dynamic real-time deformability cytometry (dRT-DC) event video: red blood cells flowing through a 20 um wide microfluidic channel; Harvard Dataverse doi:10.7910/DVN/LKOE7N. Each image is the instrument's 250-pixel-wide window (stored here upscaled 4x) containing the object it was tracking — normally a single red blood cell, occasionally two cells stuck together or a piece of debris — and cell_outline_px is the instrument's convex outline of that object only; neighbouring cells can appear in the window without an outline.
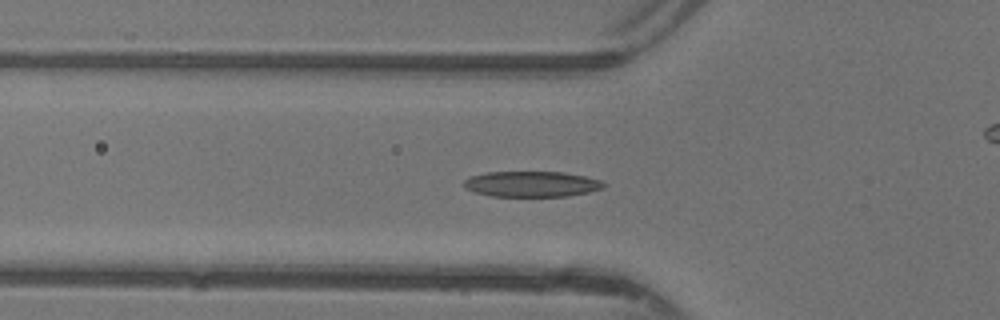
{"species": "common noctule bat (a hibernating species)", "species_latin": "Nyctalus noctula", "temperature_condition": "warm", "stored_images_in_passage": 40, "camera_frame_rate_fps": 3000, "um_per_image_px": 0.085, "animal": {"sex": "female"}, "frame": {"image": 1, "passage_image": 9, "time_ms": 2.667, "image_size_px": [1000, 320], "cell_outline_px": [[604, 188], [588, 192], [568, 196], [492, 196], [472, 192], [464, 188], [460, 184], [464, 180], [472, 176], [488, 172], [564, 172], [584, 176], [600, 180], [604, 184]], "centroid_in_image_um": [45.13, 15.65], "position_along_channel_um": 80.7, "area_um2": 20.92}}
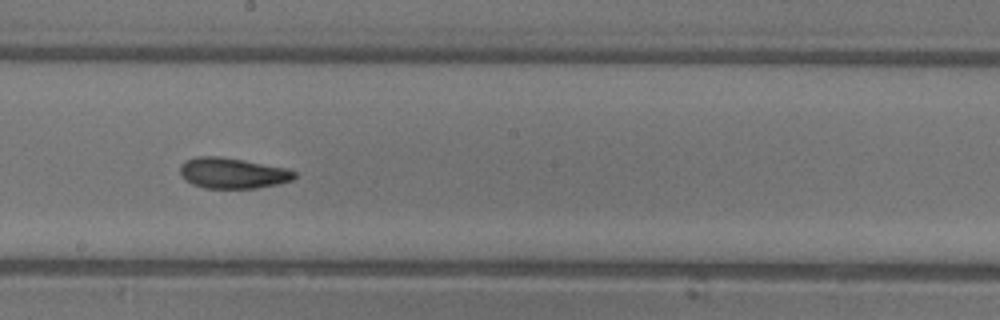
{"frame": {"image": 2, "passage_image": 19, "time_ms": 6.0, "image_size_px": [1000, 320], "cell_outline_px": [[296, 176], [292, 180], [276, 184], [256, 188], [204, 188], [192, 184], [184, 180], [180, 176], [180, 164], [184, 160], [196, 156], [220, 156], [244, 160], [288, 168], [296, 172]], "centroid_in_image_um": [19.73, 14.7], "position_along_channel_um": 228.5, "area_um2": 20.69}}
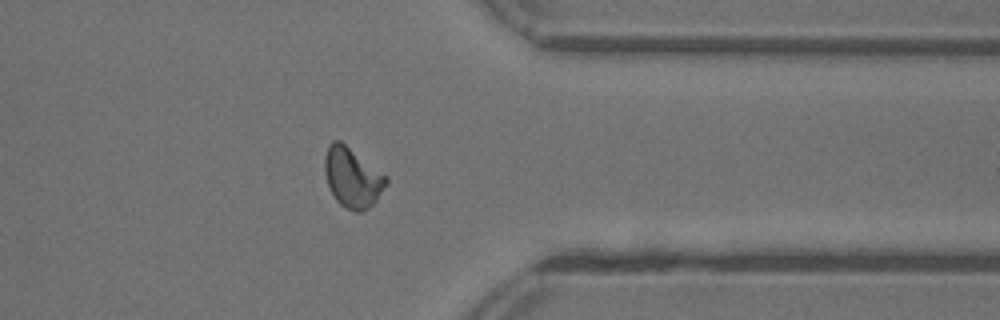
{"frame": {"image": 3, "passage_image": 30, "time_ms": 9.667, "image_size_px": [1000, 320], "cell_outline_px": [[388, 184], [376, 200], [368, 208], [360, 212], [352, 212], [344, 208], [336, 200], [328, 184], [324, 172], [324, 156], [328, 144], [332, 140], [340, 140], [388, 176]], "centroid_in_image_um": [29.95, 15.08], "position_along_channel_um": 381.4, "area_um2": 21.68}, "authors_computed_cell_mechanics": {"area_um2": 20.5479, "velocity_mm_per_s": 4.4117, "shape_relaxation_time_tau1_ms": 6.3729, "shape_relaxation_time_tau2_ms": 2.0764, "deformation_change_tau1": 0.2123, "deformation_change_tau2": 0.0905}}